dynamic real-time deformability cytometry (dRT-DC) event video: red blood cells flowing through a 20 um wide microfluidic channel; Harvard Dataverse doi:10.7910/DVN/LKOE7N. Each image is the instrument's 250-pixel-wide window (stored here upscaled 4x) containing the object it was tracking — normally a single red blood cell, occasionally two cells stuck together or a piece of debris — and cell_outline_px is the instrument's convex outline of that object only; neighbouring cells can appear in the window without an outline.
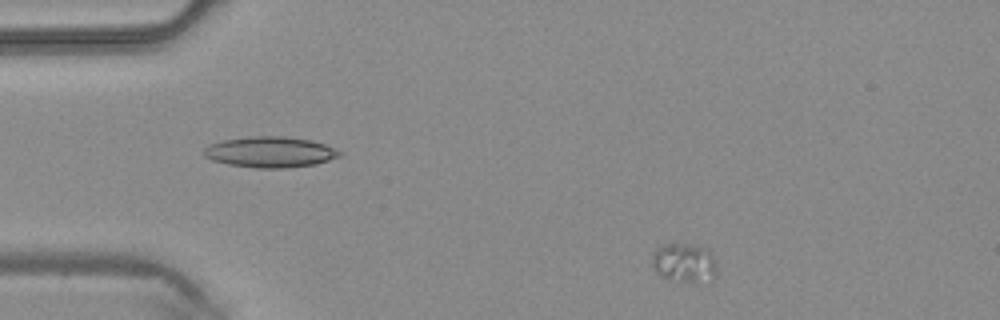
{"species": "common noctule bat (a hibernating species)", "species_latin": "Nyctalus noctula", "temperature_condition": "warm", "stored_images_in_passage": 40, "camera_frame_rate_fps": 3000, "um_per_image_px": 0.085, "animal": {"sex": "male", "body_mass_g": 20.4}, "frame": {"image": 1, "passage_image": 1, "time_ms": 0.0, "image_size_px": [1000, 320], "cell_outline_px": [[716, 276], [712, 280], [692, 284], [660, 276], [656, 272], [652, 264], [652, 252], [656, 248], [664, 244], [688, 244], [700, 248], [708, 252], [712, 256], [716, 268]], "centroid_in_image_um": [58.13, 22.38], "position_along_channel_um": 26.9, "area_um2": 14.74}}
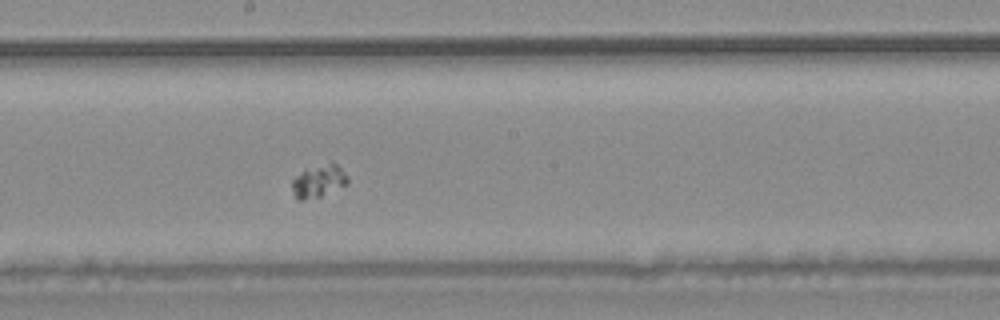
{"frame": {"image": 2, "passage_image": 19, "time_ms": 6.0, "image_size_px": [1000, 320], "cell_outline_px": [[348, 184], [320, 196], [304, 200], [300, 200], [292, 192], [292, 180], [304, 168], [332, 160], [348, 176]], "centroid_in_image_um": [27.08, 15.34], "position_along_channel_um": 221.1, "area_um2": 10.75}}
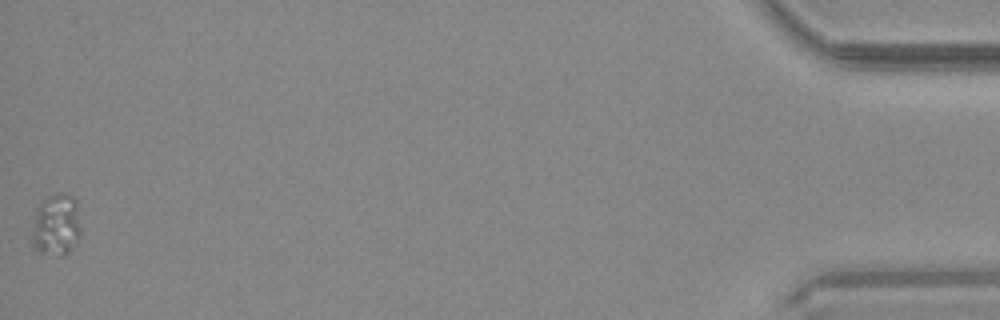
{"frame": {"image": 3, "passage_image": 40, "time_ms": 13.0, "image_size_px": [1000, 320], "cell_outline_px": [[80, 236], [72, 248], [64, 256], [60, 256], [40, 252], [32, 244], [32, 232], [40, 200], [48, 196], [60, 192], [72, 196], [76, 200], [80, 228]], "centroid_in_image_um": [4.79, 19.11], "position_along_channel_um": 430.4, "area_um2": 17.51}}